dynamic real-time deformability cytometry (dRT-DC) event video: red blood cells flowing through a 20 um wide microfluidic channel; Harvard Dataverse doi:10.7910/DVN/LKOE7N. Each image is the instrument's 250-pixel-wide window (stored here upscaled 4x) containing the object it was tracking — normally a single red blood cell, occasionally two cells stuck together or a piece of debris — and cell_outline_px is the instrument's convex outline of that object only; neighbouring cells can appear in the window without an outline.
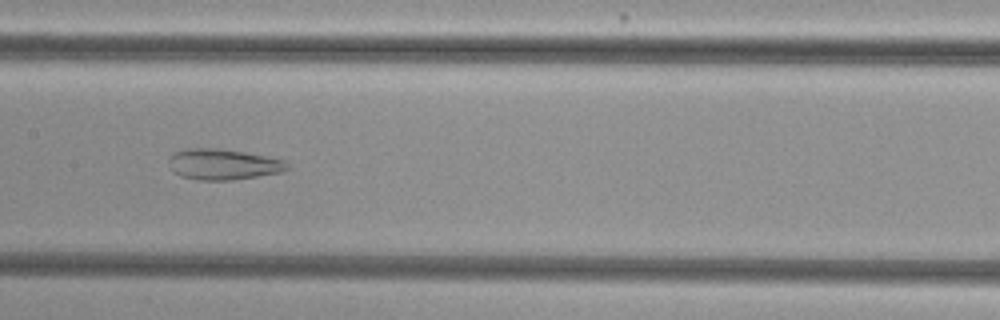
{"species": "common noctule bat (a hibernating species)", "species_latin": "Nyctalus noctula", "temperature_condition": "cold", "stored_images_in_passage": 44, "camera_frame_rate_fps": 3000, "um_per_image_px": 0.085, "animal": {"sex": "female", "body_mass_g": 29.2, "forearm_length_mm": 56.3}, "frame": {"image": 1, "passage_image": 17, "time_ms": 5.333, "image_size_px": [1000, 320], "cell_outline_px": [[292, 168], [284, 172], [232, 180], [196, 180], [180, 176], [172, 172], [168, 160], [176, 152], [188, 148], [216, 148], [244, 152], [284, 160]], "centroid_in_image_um": [18.99, 13.98], "position_along_channel_um": 188.4, "area_um2": 21.33}}
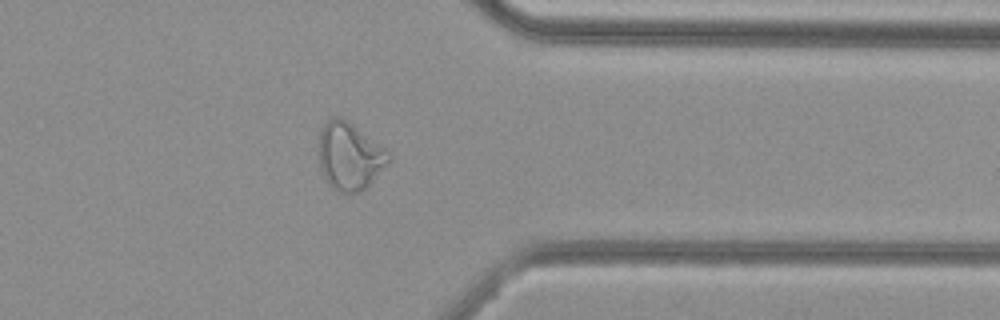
{"frame": {"image": 2, "passage_image": 33, "time_ms": 10.667, "image_size_px": [1000, 320], "cell_outline_px": [[392, 160], [364, 188], [356, 192], [336, 192], [328, 184], [320, 172], [320, 128], [332, 116], [340, 116], [348, 120], [384, 148], [392, 156]], "centroid_in_image_um": [29.7, 13.26], "position_along_channel_um": 381.7, "area_um2": 27.34}}
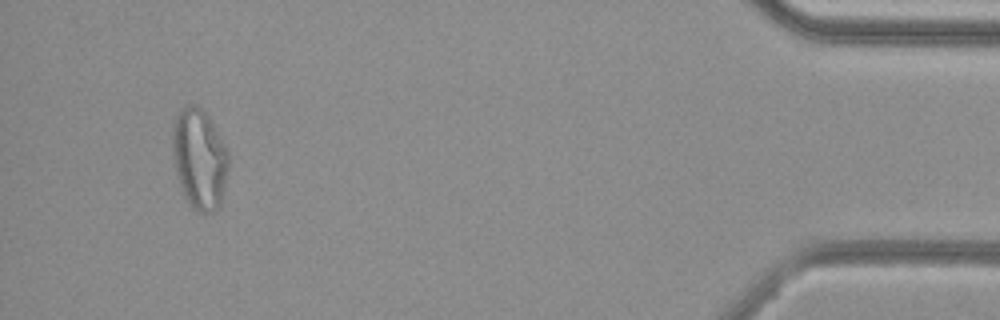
{"frame": {"image": 3, "passage_image": 41, "time_ms": 13.333, "image_size_px": [1000, 320], "cell_outline_px": [[228, 168], [224, 188], [220, 204], [212, 212], [200, 212], [192, 208], [188, 204], [180, 188], [176, 176], [172, 156], [172, 124], [176, 112], [180, 108], [192, 104], [196, 104], [208, 116], [228, 152]], "centroid_in_image_um": [16.9, 13.49], "position_along_channel_um": 418.3, "area_um2": 33.0}, "authors_computed_cell_mechanics": {"area_um2": 26.7614, "velocity_mm_per_s": 3.7615, "shape_relaxation_time_tau1_ms": null, "shape_relaxation_time_tau2_ms": 2.219, "deformation_change_tau1": null, "deformation_change_tau2": 0.1037}}